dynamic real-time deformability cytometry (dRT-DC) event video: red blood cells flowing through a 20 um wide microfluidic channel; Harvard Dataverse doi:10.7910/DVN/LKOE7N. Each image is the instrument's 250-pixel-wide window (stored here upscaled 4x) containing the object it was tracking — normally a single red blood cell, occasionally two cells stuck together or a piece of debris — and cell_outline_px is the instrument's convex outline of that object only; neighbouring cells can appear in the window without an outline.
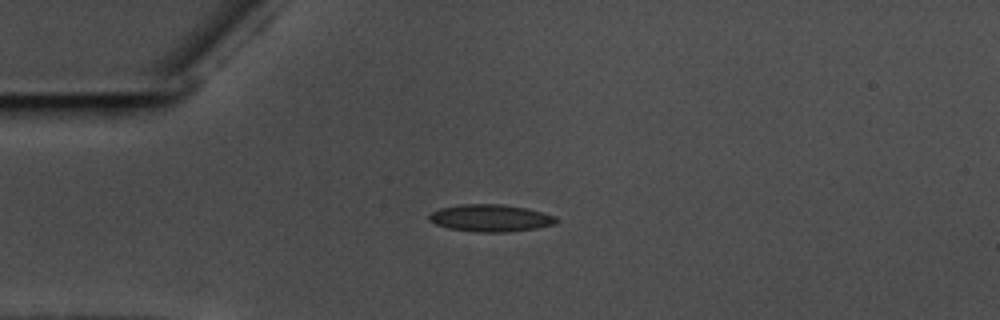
{"species": "common noctule bat (a hibernating species)", "species_latin": "Nyctalus noctula", "temperature_condition": "warm", "stored_images_in_passage": 44, "camera_frame_rate_fps": 3000, "um_per_image_px": 0.085, "animal": {"sex": "male", "body_mass_g": 17.5, "forearm_length_mm": 52.3}, "frame": {"image": 1, "passage_image": 1, "time_ms": 0.0, "image_size_px": [1000, 320], "cell_outline_px": [[560, 220], [556, 224], [536, 228], [508, 232], [476, 232], [448, 228], [436, 224], [428, 220], [428, 216], [432, 212], [440, 208], [460, 204], [504, 204], [528, 208], [544, 212], [556, 216]], "centroid_in_image_um": [41.74, 18.53], "position_along_channel_um": 43.3, "area_um2": 20.4}}
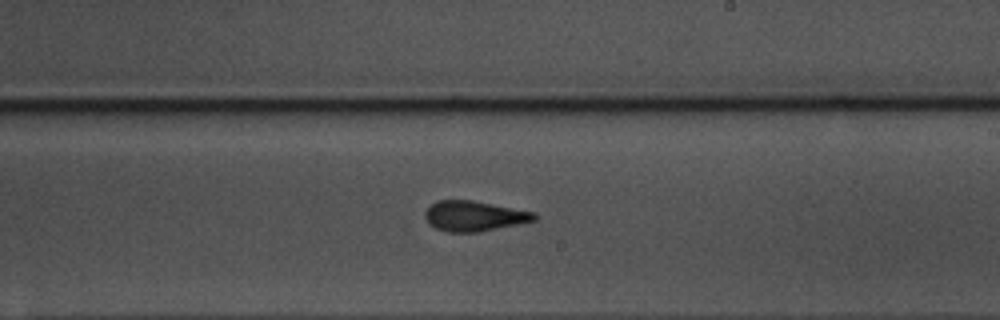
{"frame": {"image": 2, "passage_image": 20, "time_ms": 6.333, "image_size_px": [1000, 320], "cell_outline_px": [[536, 220], [520, 224], [476, 232], [448, 232], [436, 228], [428, 224], [424, 216], [424, 212], [436, 200], [472, 200], [536, 212]], "centroid_in_image_um": [40.29, 18.36], "position_along_channel_um": 248.7, "area_um2": 19.31}}
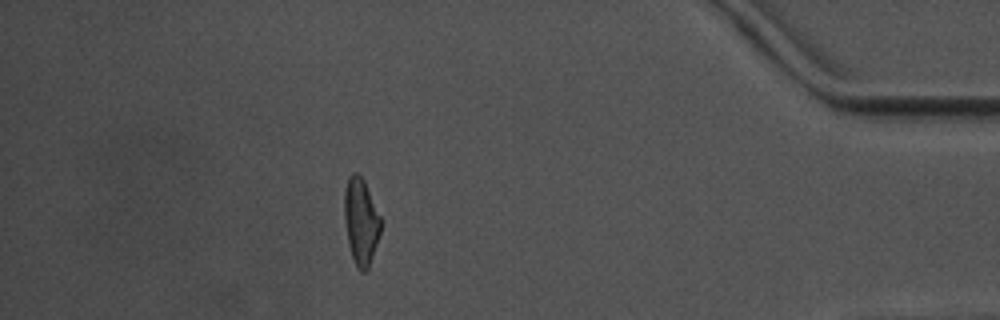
{"frame": {"image": 3, "passage_image": 37, "time_ms": 12.0, "image_size_px": [1000, 320], "cell_outline_px": [[384, 220], [368, 268], [364, 272], [360, 272], [356, 268], [348, 244], [344, 216], [344, 188], [348, 176], [352, 172], [356, 172], [364, 180]], "centroid_in_image_um": [30.69, 18.78], "position_along_channel_um": 404.5, "area_um2": 18.79}, "authors_computed_cell_mechanics": {"area_um2": 19.0162, "velocity_mm_per_s": 3.5765, "shape_relaxation_time_tau1_ms": 4.695, "shape_relaxation_time_tau2_ms": 1.7023, "deformation_change_tau1": 0.1556, "deformation_change_tau2": 0.0976}}